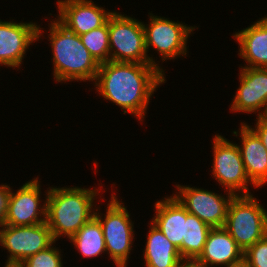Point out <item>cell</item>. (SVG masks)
<instances>
[{"mask_svg":"<svg viewBox=\"0 0 267 267\" xmlns=\"http://www.w3.org/2000/svg\"><path fill=\"white\" fill-rule=\"evenodd\" d=\"M165 76V77H164ZM158 68L149 63L115 62L99 65L94 81L98 94L140 122L145 120L150 98L166 82Z\"/></svg>","mask_w":267,"mask_h":267,"instance_id":"obj_1","label":"cell"},{"mask_svg":"<svg viewBox=\"0 0 267 267\" xmlns=\"http://www.w3.org/2000/svg\"><path fill=\"white\" fill-rule=\"evenodd\" d=\"M49 187L47 194L46 223L55 241L68 240L93 216L99 188ZM95 206V207H94Z\"/></svg>","mask_w":267,"mask_h":267,"instance_id":"obj_2","label":"cell"},{"mask_svg":"<svg viewBox=\"0 0 267 267\" xmlns=\"http://www.w3.org/2000/svg\"><path fill=\"white\" fill-rule=\"evenodd\" d=\"M53 77L57 83L96 79L99 64L82 43L80 36L68 30L55 17L48 23Z\"/></svg>","mask_w":267,"mask_h":267,"instance_id":"obj_3","label":"cell"},{"mask_svg":"<svg viewBox=\"0 0 267 267\" xmlns=\"http://www.w3.org/2000/svg\"><path fill=\"white\" fill-rule=\"evenodd\" d=\"M113 193L106 204L105 214L100 207L95 208L94 216L99 220L106 244V252L116 267H127L134 245V222L123 201ZM99 208V209H98ZM100 211V213H99Z\"/></svg>","mask_w":267,"mask_h":267,"instance_id":"obj_4","label":"cell"},{"mask_svg":"<svg viewBox=\"0 0 267 267\" xmlns=\"http://www.w3.org/2000/svg\"><path fill=\"white\" fill-rule=\"evenodd\" d=\"M108 30L111 61L149 63L165 75L164 68L158 65L160 62L147 54L141 21L114 11L108 18Z\"/></svg>","mask_w":267,"mask_h":267,"instance_id":"obj_5","label":"cell"},{"mask_svg":"<svg viewBox=\"0 0 267 267\" xmlns=\"http://www.w3.org/2000/svg\"><path fill=\"white\" fill-rule=\"evenodd\" d=\"M253 194L237 195L228 206L226 231L245 252L267 235V209Z\"/></svg>","mask_w":267,"mask_h":267,"instance_id":"obj_6","label":"cell"},{"mask_svg":"<svg viewBox=\"0 0 267 267\" xmlns=\"http://www.w3.org/2000/svg\"><path fill=\"white\" fill-rule=\"evenodd\" d=\"M212 176L226 191L237 195H251L250 185L257 188L248 178L237 144L219 133L213 136Z\"/></svg>","mask_w":267,"mask_h":267,"instance_id":"obj_7","label":"cell"},{"mask_svg":"<svg viewBox=\"0 0 267 267\" xmlns=\"http://www.w3.org/2000/svg\"><path fill=\"white\" fill-rule=\"evenodd\" d=\"M149 14V24L142 22L147 53L150 47L161 56V60H174L187 56V41L190 34L199 27L190 26L184 22L172 21L170 18Z\"/></svg>","mask_w":267,"mask_h":267,"instance_id":"obj_8","label":"cell"},{"mask_svg":"<svg viewBox=\"0 0 267 267\" xmlns=\"http://www.w3.org/2000/svg\"><path fill=\"white\" fill-rule=\"evenodd\" d=\"M175 186L177 189L175 191L178 192H174L173 196L189 214L197 216L211 228L224 227L228 206L234 194L226 190L222 195V193L218 194L195 186L180 184Z\"/></svg>","mask_w":267,"mask_h":267,"instance_id":"obj_9","label":"cell"},{"mask_svg":"<svg viewBox=\"0 0 267 267\" xmlns=\"http://www.w3.org/2000/svg\"><path fill=\"white\" fill-rule=\"evenodd\" d=\"M55 242L46 222L36 225L1 227L0 246L7 250L6 263H22Z\"/></svg>","mask_w":267,"mask_h":267,"instance_id":"obj_10","label":"cell"},{"mask_svg":"<svg viewBox=\"0 0 267 267\" xmlns=\"http://www.w3.org/2000/svg\"><path fill=\"white\" fill-rule=\"evenodd\" d=\"M12 190L14 189H10L5 214L6 225L26 226L46 222V200L49 188L45 191V199H42L38 177L25 182L16 192Z\"/></svg>","mask_w":267,"mask_h":267,"instance_id":"obj_11","label":"cell"},{"mask_svg":"<svg viewBox=\"0 0 267 267\" xmlns=\"http://www.w3.org/2000/svg\"><path fill=\"white\" fill-rule=\"evenodd\" d=\"M42 29L37 22L0 19V67L20 69L29 46L43 36Z\"/></svg>","mask_w":267,"mask_h":267,"instance_id":"obj_12","label":"cell"},{"mask_svg":"<svg viewBox=\"0 0 267 267\" xmlns=\"http://www.w3.org/2000/svg\"><path fill=\"white\" fill-rule=\"evenodd\" d=\"M239 68L240 86L229 109L231 113H258V117L267 104V68Z\"/></svg>","mask_w":267,"mask_h":267,"instance_id":"obj_13","label":"cell"},{"mask_svg":"<svg viewBox=\"0 0 267 267\" xmlns=\"http://www.w3.org/2000/svg\"><path fill=\"white\" fill-rule=\"evenodd\" d=\"M57 20L77 35L103 26L114 12L92 0H57Z\"/></svg>","mask_w":267,"mask_h":267,"instance_id":"obj_14","label":"cell"},{"mask_svg":"<svg viewBox=\"0 0 267 267\" xmlns=\"http://www.w3.org/2000/svg\"><path fill=\"white\" fill-rule=\"evenodd\" d=\"M239 136V147L245 172L250 181L258 188L267 184V151L258 135L246 122H241L240 128L232 132Z\"/></svg>","mask_w":267,"mask_h":267,"instance_id":"obj_15","label":"cell"},{"mask_svg":"<svg viewBox=\"0 0 267 267\" xmlns=\"http://www.w3.org/2000/svg\"><path fill=\"white\" fill-rule=\"evenodd\" d=\"M232 36L238 43L239 57L245 61L242 67L267 68V15Z\"/></svg>","mask_w":267,"mask_h":267,"instance_id":"obj_16","label":"cell"},{"mask_svg":"<svg viewBox=\"0 0 267 267\" xmlns=\"http://www.w3.org/2000/svg\"><path fill=\"white\" fill-rule=\"evenodd\" d=\"M243 257V250L222 227L209 231L203 251L197 260L205 267H226Z\"/></svg>","mask_w":267,"mask_h":267,"instance_id":"obj_17","label":"cell"},{"mask_svg":"<svg viewBox=\"0 0 267 267\" xmlns=\"http://www.w3.org/2000/svg\"><path fill=\"white\" fill-rule=\"evenodd\" d=\"M155 215L151 222L175 245L182 256V241L185 238L186 209L172 195L154 204Z\"/></svg>","mask_w":267,"mask_h":267,"instance_id":"obj_18","label":"cell"},{"mask_svg":"<svg viewBox=\"0 0 267 267\" xmlns=\"http://www.w3.org/2000/svg\"><path fill=\"white\" fill-rule=\"evenodd\" d=\"M143 252L145 267H175L182 259L179 249L151 221Z\"/></svg>","mask_w":267,"mask_h":267,"instance_id":"obj_19","label":"cell"},{"mask_svg":"<svg viewBox=\"0 0 267 267\" xmlns=\"http://www.w3.org/2000/svg\"><path fill=\"white\" fill-rule=\"evenodd\" d=\"M69 241L83 257L88 259L107 253L101 224L95 216L85 223Z\"/></svg>","mask_w":267,"mask_h":267,"instance_id":"obj_20","label":"cell"},{"mask_svg":"<svg viewBox=\"0 0 267 267\" xmlns=\"http://www.w3.org/2000/svg\"><path fill=\"white\" fill-rule=\"evenodd\" d=\"M212 228L186 210L185 238L182 241V258L197 259L203 251Z\"/></svg>","mask_w":267,"mask_h":267,"instance_id":"obj_21","label":"cell"},{"mask_svg":"<svg viewBox=\"0 0 267 267\" xmlns=\"http://www.w3.org/2000/svg\"><path fill=\"white\" fill-rule=\"evenodd\" d=\"M80 39L99 65L110 60L108 20L103 26L80 35Z\"/></svg>","mask_w":267,"mask_h":267,"instance_id":"obj_22","label":"cell"},{"mask_svg":"<svg viewBox=\"0 0 267 267\" xmlns=\"http://www.w3.org/2000/svg\"><path fill=\"white\" fill-rule=\"evenodd\" d=\"M55 244L56 241L46 249L27 258L21 264L24 267H63L62 251Z\"/></svg>","mask_w":267,"mask_h":267,"instance_id":"obj_23","label":"cell"},{"mask_svg":"<svg viewBox=\"0 0 267 267\" xmlns=\"http://www.w3.org/2000/svg\"><path fill=\"white\" fill-rule=\"evenodd\" d=\"M250 267H267V235L244 252Z\"/></svg>","mask_w":267,"mask_h":267,"instance_id":"obj_24","label":"cell"},{"mask_svg":"<svg viewBox=\"0 0 267 267\" xmlns=\"http://www.w3.org/2000/svg\"><path fill=\"white\" fill-rule=\"evenodd\" d=\"M10 189L11 187L10 185H7V183H2L0 185V227L5 224V214L7 212V203Z\"/></svg>","mask_w":267,"mask_h":267,"instance_id":"obj_25","label":"cell"},{"mask_svg":"<svg viewBox=\"0 0 267 267\" xmlns=\"http://www.w3.org/2000/svg\"><path fill=\"white\" fill-rule=\"evenodd\" d=\"M255 121H257L255 122V126L252 127L250 125L249 127L258 135L267 151V119L258 116Z\"/></svg>","mask_w":267,"mask_h":267,"instance_id":"obj_26","label":"cell"},{"mask_svg":"<svg viewBox=\"0 0 267 267\" xmlns=\"http://www.w3.org/2000/svg\"><path fill=\"white\" fill-rule=\"evenodd\" d=\"M175 267H205L197 259L182 258L180 259Z\"/></svg>","mask_w":267,"mask_h":267,"instance_id":"obj_27","label":"cell"},{"mask_svg":"<svg viewBox=\"0 0 267 267\" xmlns=\"http://www.w3.org/2000/svg\"><path fill=\"white\" fill-rule=\"evenodd\" d=\"M226 267H250L248 261L243 257L241 260L231 263L229 266Z\"/></svg>","mask_w":267,"mask_h":267,"instance_id":"obj_28","label":"cell"},{"mask_svg":"<svg viewBox=\"0 0 267 267\" xmlns=\"http://www.w3.org/2000/svg\"><path fill=\"white\" fill-rule=\"evenodd\" d=\"M3 267H24L21 263H6Z\"/></svg>","mask_w":267,"mask_h":267,"instance_id":"obj_29","label":"cell"},{"mask_svg":"<svg viewBox=\"0 0 267 267\" xmlns=\"http://www.w3.org/2000/svg\"><path fill=\"white\" fill-rule=\"evenodd\" d=\"M263 119H267V104H266V106H265V108H264V111H263V113L260 115Z\"/></svg>","mask_w":267,"mask_h":267,"instance_id":"obj_30","label":"cell"}]
</instances>
